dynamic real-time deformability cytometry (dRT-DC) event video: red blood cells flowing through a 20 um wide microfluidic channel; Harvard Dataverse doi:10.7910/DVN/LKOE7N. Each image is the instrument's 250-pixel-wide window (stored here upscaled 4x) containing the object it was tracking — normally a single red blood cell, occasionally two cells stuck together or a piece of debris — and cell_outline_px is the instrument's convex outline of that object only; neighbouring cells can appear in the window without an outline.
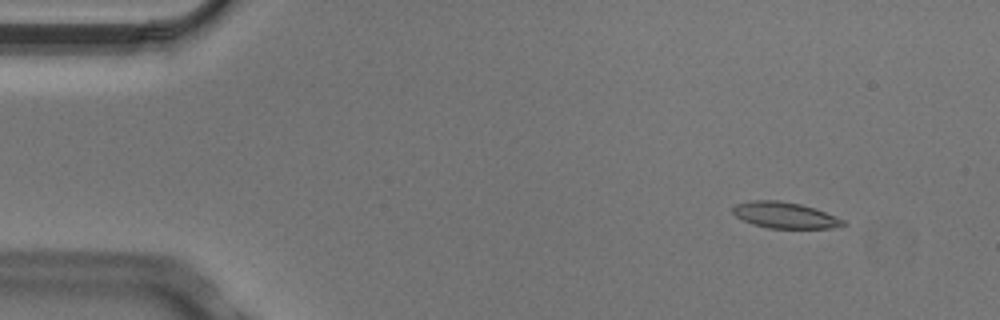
{"species": "Egyptian fruit bat (a non-hibernating species)", "species_latin": "Rousettus aegyptiacus", "temperature_condition": "cold", "stored_images_in_passage": 2, "camera_frame_rate_fps": 3000, "um_per_image_px": 0.085, "animal": {"sex": "male"}, "frame": {"image": 1, "passage_image": 1, "time_ms": 0.0, "image_size_px": [1000, 320], "cell_outline_px": [[848, 224], [832, 228], [768, 228], [752, 224], [736, 216], [732, 212], [732, 208], [736, 204], [752, 200], [780, 200], [800, 204], [816, 208], [836, 216], [844, 220]], "centroid_in_image_um": [66.73, 18.29], "position_along_channel_um": 18.3, "area_um2": 16.88}}